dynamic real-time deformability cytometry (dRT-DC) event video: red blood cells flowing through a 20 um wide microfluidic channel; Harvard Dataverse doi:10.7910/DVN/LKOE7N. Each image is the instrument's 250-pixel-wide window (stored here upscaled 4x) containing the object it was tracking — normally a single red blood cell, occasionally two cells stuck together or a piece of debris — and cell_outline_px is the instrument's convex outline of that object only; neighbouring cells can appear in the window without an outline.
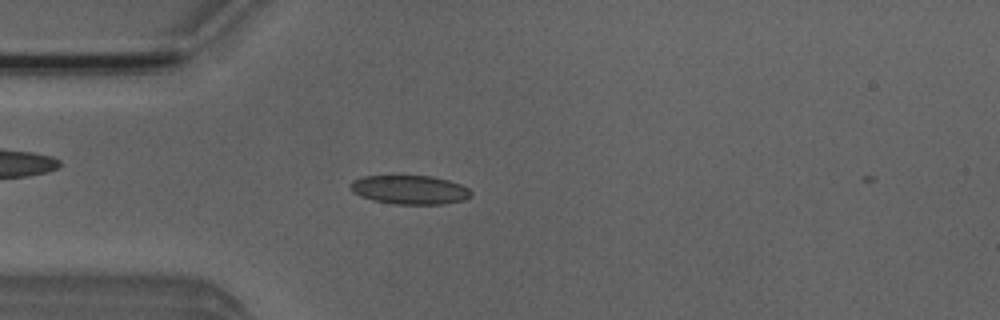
{"species": "Egyptian fruit bat (a non-hibernating species)", "species_latin": "Rousettus aegyptiacus", "temperature_condition": "room temperature", "stored_images_in_passage": 4, "camera_frame_rate_fps": 3000, "um_per_image_px": 0.085, "animal": {"sex": "male"}, "frame": {"image": 1, "passage_image": 3, "time_ms": 0.667, "image_size_px": [1000, 320], "cell_outline_px": [[472, 196], [464, 200], [444, 204], [396, 204], [372, 200], [360, 196], [352, 192], [348, 188], [348, 184], [352, 180], [364, 176], [432, 176], [448, 180], [460, 184], [468, 188], [472, 192]], "centroid_in_image_um": [34.8, 16.13], "position_along_channel_um": 50.2, "area_um2": 20.52}}